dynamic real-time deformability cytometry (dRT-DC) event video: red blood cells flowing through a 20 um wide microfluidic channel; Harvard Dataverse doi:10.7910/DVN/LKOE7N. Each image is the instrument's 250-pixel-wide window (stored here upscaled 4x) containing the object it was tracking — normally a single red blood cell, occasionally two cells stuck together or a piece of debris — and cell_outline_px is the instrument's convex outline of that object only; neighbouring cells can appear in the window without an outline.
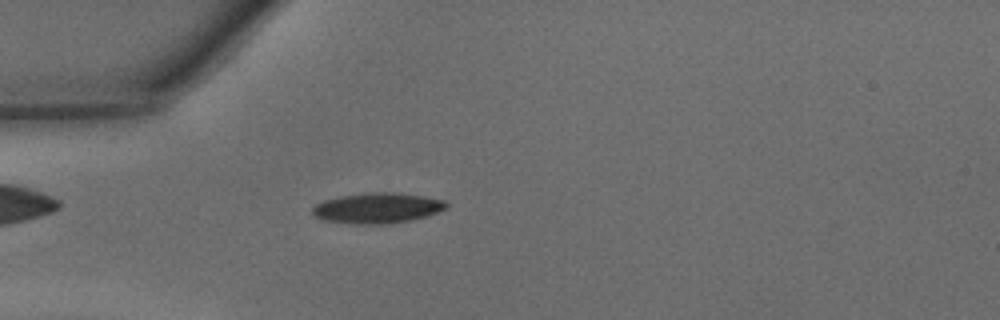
{"species": "common noctule bat (a hibernating species)", "species_latin": "Nyctalus noctula", "temperature_condition": "warm", "stored_images_in_passage": 46, "camera_frame_rate_fps": 3000, "um_per_image_px": 0.085, "animal": {"sex": "male", "body_mass_g": 15.6}, "frame": {"image": 1, "passage_image": 13, "time_ms": 4.0, "image_size_px": [1000, 320], "cell_outline_px": [[448, 204], [444, 208], [436, 212], [412, 220], [388, 224], [356, 224], [324, 220], [316, 216], [312, 212], [312, 208], [316, 204], [324, 200], [340, 196], [368, 192], [400, 192], [424, 196], [444, 200]], "centroid_in_image_um": [32.06, 17.67], "position_along_channel_um": 52.9, "area_um2": 23.7}}
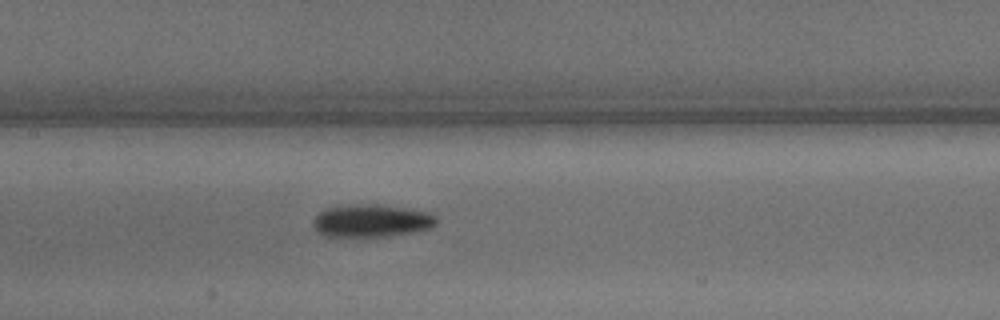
{"frame": {"image": 2, "passage_image": 22, "time_ms": 7.0, "image_size_px": [1000, 320], "cell_outline_px": [[440, 220], [432, 228], [412, 232], [388, 236], [324, 236], [316, 232], [312, 224], [312, 220], [320, 212], [328, 208], [356, 204], [376, 204], [428, 212], [436, 216]], "centroid_in_image_um": [31.58, 18.77], "position_along_channel_um": 175.8, "area_um2": 23.41}}
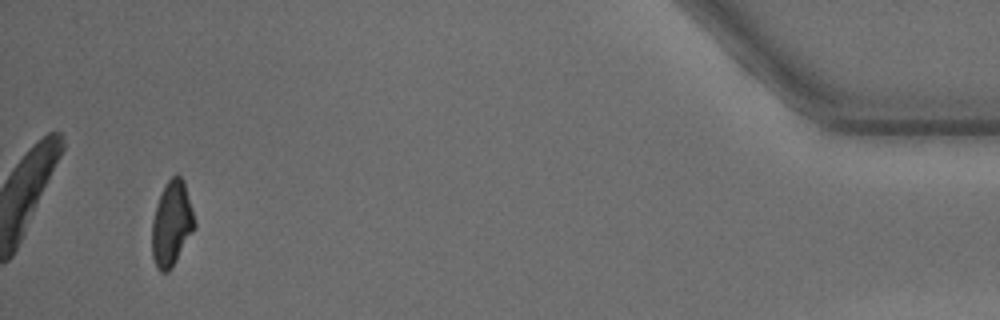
{"frame": {"image": 3, "passage_image": 44, "time_ms": 14.333, "image_size_px": [1000, 320], "cell_outline_px": [[196, 228], [172, 268], [168, 272], [160, 272], [156, 268], [152, 256], [152, 220], [156, 204], [160, 192], [168, 180], [176, 172], [184, 180], [196, 224]], "centroid_in_image_um": [14.59, 19.02], "position_along_channel_um": 420.6, "area_um2": 21.44}, "authors_computed_cell_mechanics": {"area_um2": 22.1663, "velocity_mm_per_s": 4.3572, "shape_relaxation_time_tau1_ms": 3.1152, "shape_relaxation_time_tau2_ms": 3.1809, "deformation_change_tau1": 0.1433, "deformation_change_tau2": 0.0976}}